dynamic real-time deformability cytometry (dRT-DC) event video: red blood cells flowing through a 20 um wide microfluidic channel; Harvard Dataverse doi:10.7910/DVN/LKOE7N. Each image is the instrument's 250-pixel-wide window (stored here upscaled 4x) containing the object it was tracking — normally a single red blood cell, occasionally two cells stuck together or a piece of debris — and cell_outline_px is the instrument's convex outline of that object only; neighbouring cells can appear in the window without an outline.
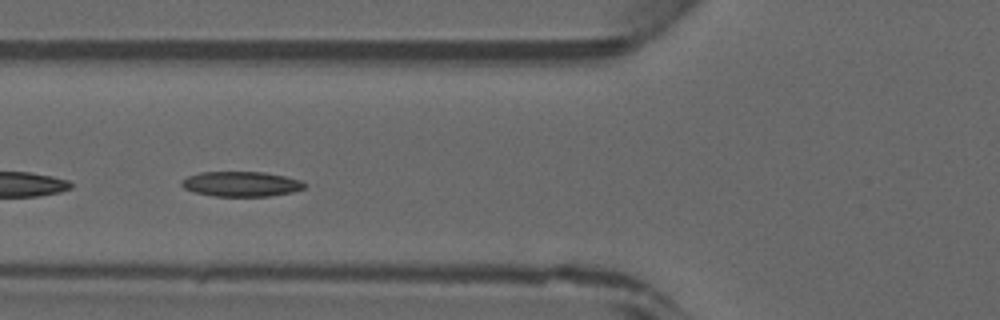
{"species": "common noctule bat (a hibernating species)", "species_latin": "Nyctalus noctula", "temperature_condition": "warm", "stored_images_in_passage": 28, "camera_frame_rate_fps": 3000, "um_per_image_px": 0.085, "animal": {"sex": "male", "forearm_length_mm": 52.5}, "frame": {"image": 1, "passage_image": 5, "time_ms": 1.333, "image_size_px": [1000, 320], "cell_outline_px": [[304, 188], [292, 192], [268, 196], [212, 196], [196, 192], [184, 188], [180, 184], [180, 180], [188, 176], [200, 172], [264, 172], [284, 176], [300, 180], [304, 184]], "centroid_in_image_um": [20.46, 15.63], "position_along_channel_um": 105.3, "area_um2": 17.8}}